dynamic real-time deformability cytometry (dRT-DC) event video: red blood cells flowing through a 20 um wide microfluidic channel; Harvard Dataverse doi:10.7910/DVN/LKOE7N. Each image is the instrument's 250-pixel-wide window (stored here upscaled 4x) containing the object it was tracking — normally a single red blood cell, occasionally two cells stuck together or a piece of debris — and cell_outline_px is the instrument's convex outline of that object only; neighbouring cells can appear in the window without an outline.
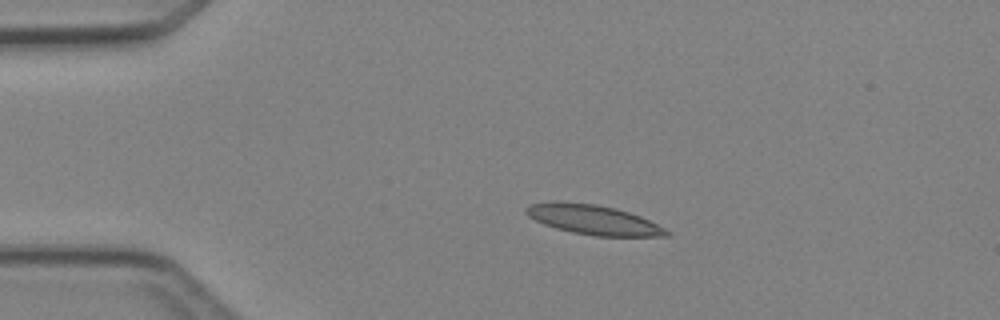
{"species": "Egyptian fruit bat (a non-hibernating species)", "species_latin": "Rousettus aegyptiacus", "temperature_condition": "cold", "stored_images_in_passage": 4, "camera_frame_rate_fps": 3000, "um_per_image_px": 0.085, "animal": {"sex": "female"}, "frame": {"image": 1, "passage_image": 3, "time_ms": 2.333, "image_size_px": [1000, 320], "cell_outline_px": [[672, 232], [668, 236], [596, 236], [572, 232], [556, 228], [544, 224], [528, 216], [524, 212], [524, 208], [532, 204], [552, 200], [556, 200], [596, 204], [616, 208], [640, 216]], "centroid_in_image_um": [50.4, 18.66], "position_along_channel_um": 34.6, "area_um2": 24.33}}